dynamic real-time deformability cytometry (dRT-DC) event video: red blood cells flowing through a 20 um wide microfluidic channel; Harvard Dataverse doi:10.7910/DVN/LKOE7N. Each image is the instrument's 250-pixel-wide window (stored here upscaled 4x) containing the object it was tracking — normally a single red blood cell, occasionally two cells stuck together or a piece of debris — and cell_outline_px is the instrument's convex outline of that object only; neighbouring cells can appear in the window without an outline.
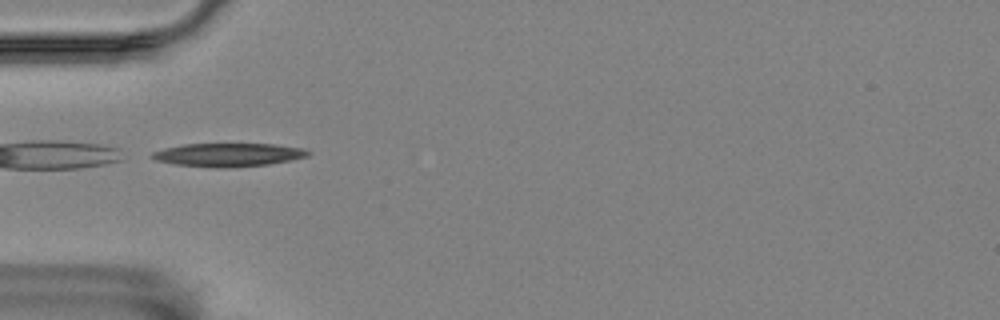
{"species": "Egyptian fruit bat (a non-hibernating species)", "species_latin": "Rousettus aegyptiacus", "temperature_condition": "room temperature", "stored_images_in_passage": 2, "camera_frame_rate_fps": 3000, "um_per_image_px": 0.085, "animal": {"sex": "female"}, "frame": {"image": 1, "passage_image": 1, "time_ms": 0.0, "image_size_px": [1000, 320], "cell_outline_px": [[312, 152], [308, 156], [292, 160], [268, 164], [232, 168], [216, 168], [176, 164], [156, 160], [148, 156], [152, 152], [164, 148], [184, 144], [272, 144], [304, 148]], "centroid_in_image_um": [19.41, 13.16], "position_along_channel_um": 65.6, "area_um2": 21.39}}